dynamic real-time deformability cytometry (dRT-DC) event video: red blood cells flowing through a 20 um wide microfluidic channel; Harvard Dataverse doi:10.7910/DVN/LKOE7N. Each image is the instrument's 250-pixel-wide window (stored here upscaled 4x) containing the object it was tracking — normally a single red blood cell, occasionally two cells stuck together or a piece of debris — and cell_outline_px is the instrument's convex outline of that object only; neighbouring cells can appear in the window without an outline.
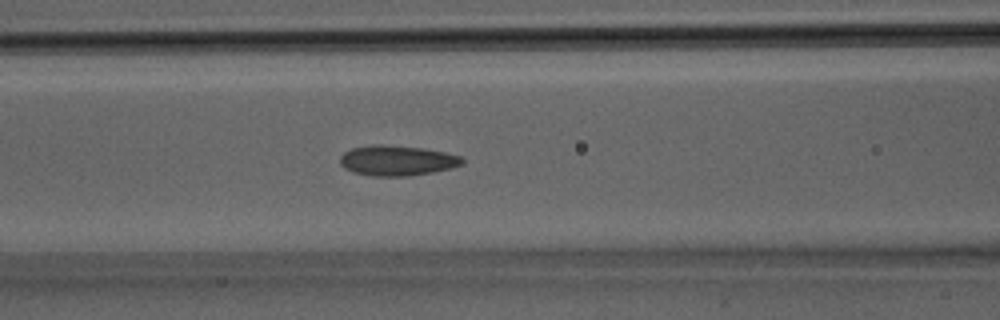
{"species": "Egyptian fruit bat (a non-hibernating species)", "species_latin": "Rousettus aegyptiacus", "temperature_condition": "room temperature", "stored_images_in_passage": 29, "camera_frame_rate_fps": 3000, "um_per_image_px": 0.085, "animal": {"sex": "male"}, "frame": {"image": 1, "passage_image": 11, "time_ms": 3.333, "image_size_px": [1000, 320], "cell_outline_px": [[464, 164], [452, 168], [432, 172], [408, 176], [372, 176], [352, 172], [344, 168], [340, 164], [340, 156], [344, 152], [352, 148], [372, 144], [380, 144], [424, 148], [444, 152], [460, 156], [464, 160]], "centroid_in_image_um": [33.74, 13.64], "position_along_channel_um": 132.9, "area_um2": 21.68}}
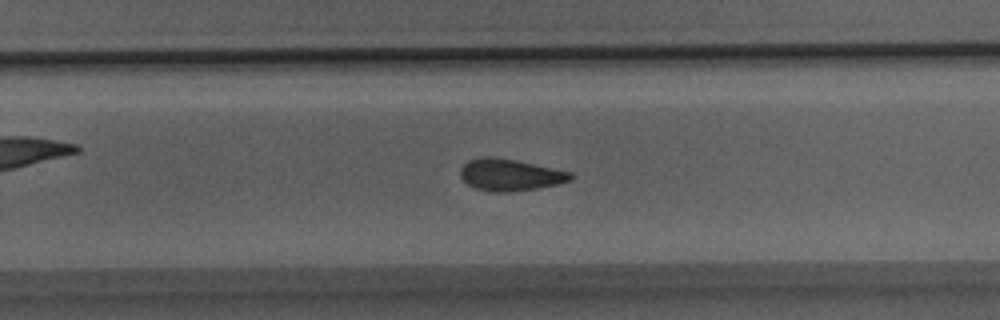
{"frame": {"image": 2, "passage_image": 18, "time_ms": 5.667, "image_size_px": [1000, 320], "cell_outline_px": [[576, 176], [572, 180], [556, 184], [536, 188], [508, 192], [496, 192], [476, 188], [468, 184], [460, 176], [460, 168], [468, 160], [480, 156], [488, 156], [516, 160], [572, 172]], "centroid_in_image_um": [43.36, 14.85], "position_along_channel_um": 286.4, "area_um2": 20.4}}
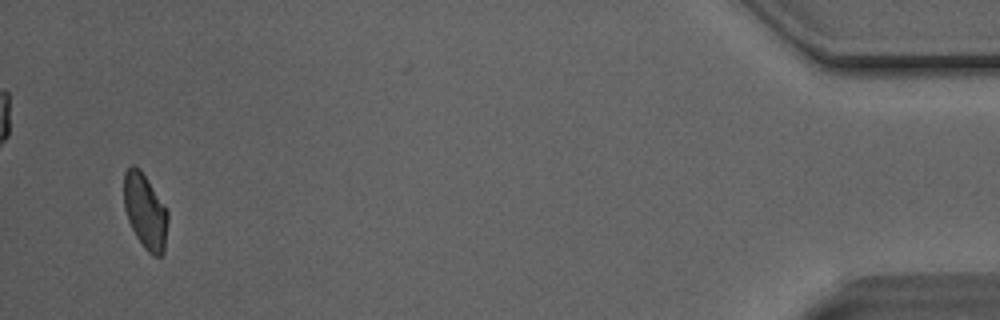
{"frame": {"image": 3, "passage_image": 28, "time_ms": 9.0, "image_size_px": [1000, 320], "cell_outline_px": [[168, 220], [164, 252], [160, 256], [152, 256], [144, 248], [136, 236], [128, 220], [124, 208], [124, 172], [132, 164], [140, 168], [168, 212]], "centroid_in_image_um": [12.33, 17.97], "position_along_channel_um": 422.9, "area_um2": 19.13}}